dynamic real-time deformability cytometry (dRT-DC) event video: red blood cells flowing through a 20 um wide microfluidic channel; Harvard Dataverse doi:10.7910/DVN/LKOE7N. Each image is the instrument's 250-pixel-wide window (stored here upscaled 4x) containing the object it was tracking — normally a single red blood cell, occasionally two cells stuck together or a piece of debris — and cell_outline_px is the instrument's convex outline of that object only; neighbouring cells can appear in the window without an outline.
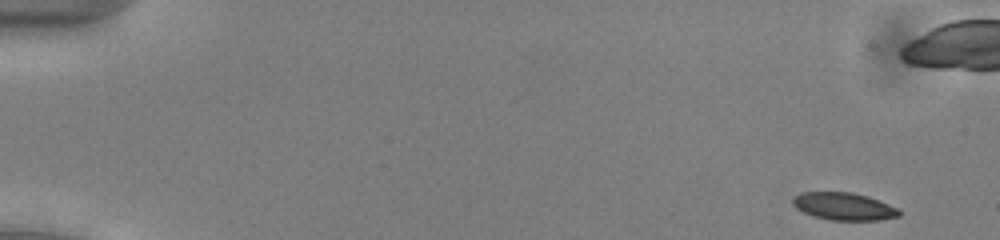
{"species": "common noctule bat (a hibernating species)", "species_latin": "Nyctalus noctula", "temperature_condition": "cold", "stored_images_in_passage": 54, "camera_frame_rate_fps": 3000, "um_per_image_px": 0.085, "animal": {"sex": "male", "body_mass_g": 13.0, "forearm_length_mm": 53.1}, "frame": {"image": 1, "passage_image": 3, "time_ms": 0.667, "image_size_px": [1000, 240], "cell_outline_px": [[900, 216], [880, 220], [828, 220], [812, 216], [796, 208], [792, 204], [792, 200], [800, 192], [852, 192], [868, 196], [900, 208]], "centroid_in_image_um": [71.75, 17.54], "position_along_channel_um": 13.3, "area_um2": 17.22}}
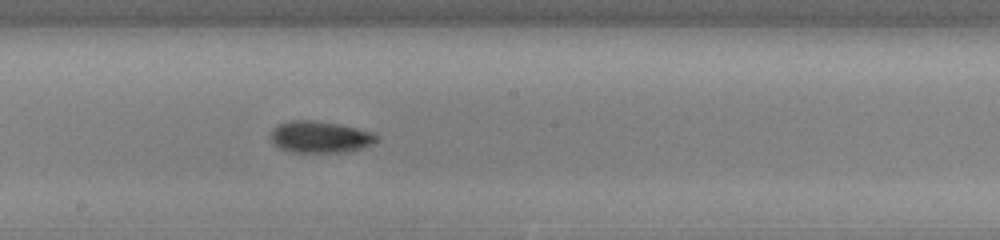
{"frame": {"image": 2, "passage_image": 30, "time_ms": 9.667, "image_size_px": [1000, 240], "cell_outline_px": [[376, 140], [372, 144], [360, 148], [336, 152], [288, 152], [272, 144], [272, 128], [280, 124], [292, 120], [312, 120], [340, 124], [372, 132], [376, 136]], "centroid_in_image_um": [27.15, 11.64], "position_along_channel_um": 221.0, "area_um2": 19.25}}
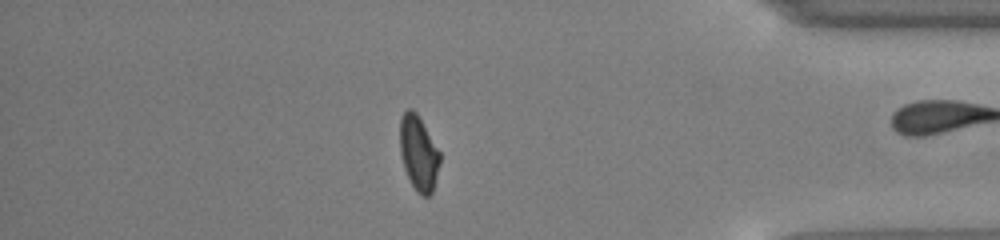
{"frame": {"image": 3, "passage_image": 46, "time_ms": 15.0, "image_size_px": [1000, 240], "cell_outline_px": [[440, 164], [432, 192], [428, 196], [420, 196], [416, 192], [404, 168], [400, 152], [400, 116], [408, 108], [412, 108], [416, 112], [440, 152]], "centroid_in_image_um": [35.57, 13.02], "position_along_channel_um": 399.6, "area_um2": 17.4}, "authors_computed_cell_mechanics": {"area_um2": 18.0914, "velocity_mm_per_s": 3.9061, "shape_relaxation_time_tau1_ms": 2.6307, "shape_relaxation_time_tau2_ms": 3.0908, "deformation_change_tau1": 0.083, "deformation_change_tau2": 0.0735}}